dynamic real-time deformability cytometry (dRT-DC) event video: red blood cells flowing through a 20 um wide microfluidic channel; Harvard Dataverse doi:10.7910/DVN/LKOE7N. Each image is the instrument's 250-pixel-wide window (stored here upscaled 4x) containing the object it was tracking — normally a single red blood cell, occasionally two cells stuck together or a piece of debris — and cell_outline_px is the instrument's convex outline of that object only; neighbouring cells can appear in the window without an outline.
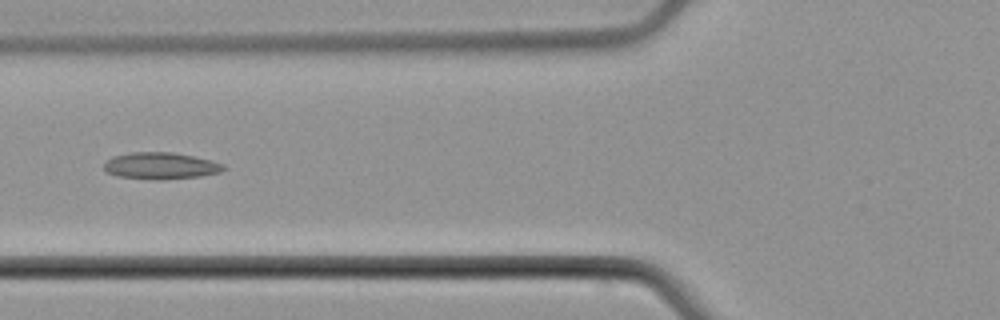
{"species": "common noctule bat (a hibernating species)", "species_latin": "Nyctalus noctula", "temperature_condition": "cold", "stored_images_in_passage": 5, "camera_frame_rate_fps": 3000, "um_per_image_px": 0.085, "animal": {"sex": "male", "body_mass_g": 21.5, "forearm_length_mm": 52.0}, "frame": {"image": 1, "passage_image": 5, "time_ms": 5.0, "image_size_px": [1000, 320], "cell_outline_px": [[224, 168], [220, 172], [200, 176], [160, 180], [116, 176], [108, 172], [104, 168], [104, 164], [112, 156], [132, 152], [172, 152], [192, 156], [224, 164]], "centroid_in_image_um": [13.63, 14.09], "position_along_channel_um": 112.2, "area_um2": 18.38}}